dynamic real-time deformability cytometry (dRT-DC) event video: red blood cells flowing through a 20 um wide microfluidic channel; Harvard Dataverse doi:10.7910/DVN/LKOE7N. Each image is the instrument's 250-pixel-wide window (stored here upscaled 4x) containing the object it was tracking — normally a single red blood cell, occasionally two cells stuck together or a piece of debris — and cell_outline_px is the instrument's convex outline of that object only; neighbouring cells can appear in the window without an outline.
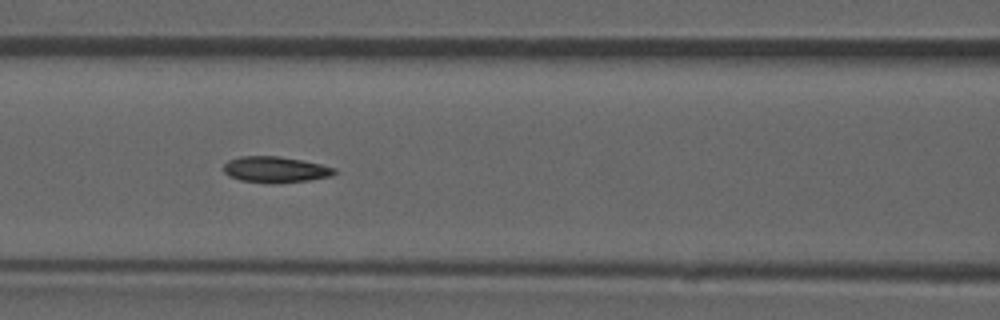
{"species": "common noctule bat (a hibernating species)", "species_latin": "Nyctalus noctula", "temperature_condition": "room temperature", "stored_images_in_passage": 53, "camera_frame_rate_fps": 3000, "um_per_image_px": 0.085, "animal": {"sex": "male", "forearm_length_mm": 52.5}, "frame": {"image": 1, "passage_image": 23, "time_ms": 7.333, "image_size_px": [1000, 320], "cell_outline_px": [[336, 172], [332, 176], [308, 180], [240, 180], [228, 176], [224, 172], [224, 164], [228, 160], [240, 156], [280, 156], [320, 164], [336, 168]], "centroid_in_image_um": [23.39, 14.35], "position_along_channel_um": 143.2, "area_um2": 15.9}, "authors_computed_cell_mechanics": {"area_um2": 16.8198, "velocity_mm_per_s": 3.9276, "shape_relaxation_time_tau1_ms": null, "shape_relaxation_time_tau2_ms": 2.6528, "deformation_change_tau1": null, "deformation_change_tau2": 0.0818}}